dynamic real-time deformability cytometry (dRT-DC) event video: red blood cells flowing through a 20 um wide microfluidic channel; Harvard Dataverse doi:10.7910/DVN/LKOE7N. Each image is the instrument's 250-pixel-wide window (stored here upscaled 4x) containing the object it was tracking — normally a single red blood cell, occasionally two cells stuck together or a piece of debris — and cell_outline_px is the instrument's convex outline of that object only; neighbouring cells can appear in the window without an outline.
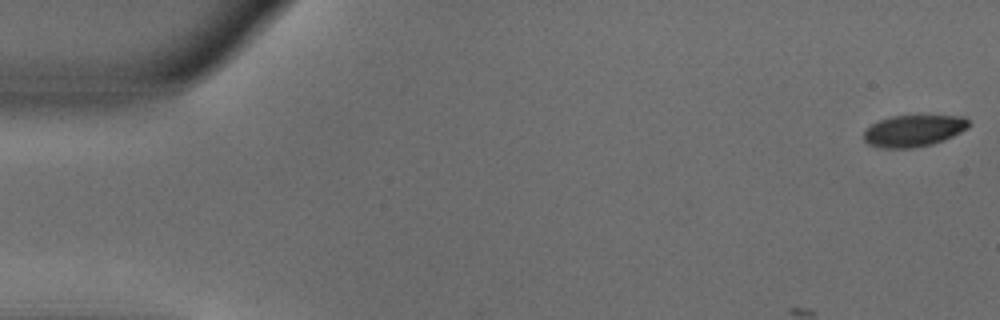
{"species": "common noctule bat (a hibernating species)", "species_latin": "Nyctalus noctula", "temperature_condition": "warm", "stored_images_in_passage": 12, "camera_frame_rate_fps": 3000, "um_per_image_px": 0.085, "animal": {"sex": "male", "body_mass_g": 18.8}, "frame": {"image": 1, "passage_image": 1, "time_ms": 0.0, "image_size_px": [1000, 320], "cell_outline_px": [[972, 124], [968, 128], [944, 140], [932, 144], [912, 148], [880, 148], [868, 144], [864, 140], [864, 132], [872, 124], [880, 120], [892, 116], [964, 116]], "centroid_in_image_um": [77.67, 11.12], "position_along_channel_um": 7.3, "area_um2": 19.31}}
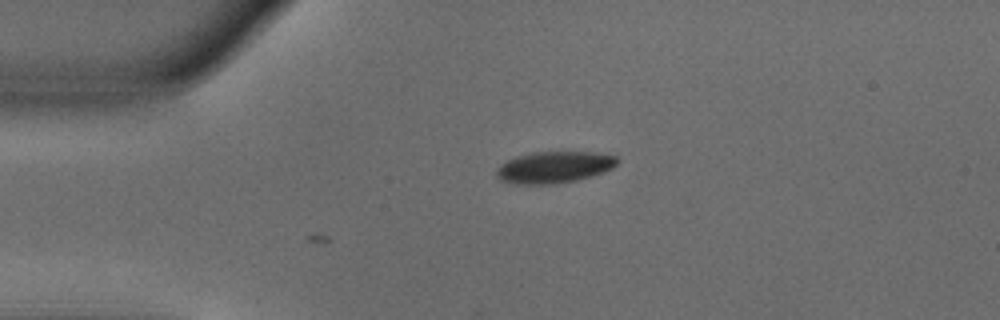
{"frame": {"image": 2, "passage_image": 12, "time_ms": 3.667, "image_size_px": [1000, 320], "cell_outline_px": [[620, 160], [612, 168], [604, 172], [576, 180], [552, 184], [516, 184], [500, 180], [496, 176], [496, 168], [500, 164], [516, 156], [532, 152], [596, 152], [616, 156]], "centroid_in_image_um": [47.09, 14.21], "position_along_channel_um": 37.9, "area_um2": 22.31}}